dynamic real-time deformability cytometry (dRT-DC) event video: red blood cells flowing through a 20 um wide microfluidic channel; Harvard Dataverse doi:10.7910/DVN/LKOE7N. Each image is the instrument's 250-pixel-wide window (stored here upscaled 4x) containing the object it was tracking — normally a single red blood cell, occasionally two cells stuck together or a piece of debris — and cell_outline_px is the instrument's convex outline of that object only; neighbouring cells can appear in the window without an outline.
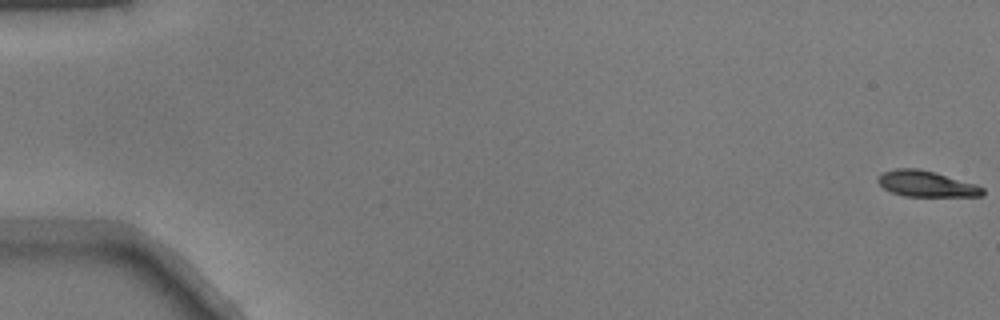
{"species": "common noctule bat (a hibernating species)", "species_latin": "Nyctalus noctula", "temperature_condition": "warm", "stored_images_in_passage": 53, "camera_frame_rate_fps": 3000, "um_per_image_px": 0.085, "animal": {"sex": "male", "body_mass_g": 17.9}, "frame": {"image": 1, "passage_image": 1, "time_ms": 0.0, "image_size_px": [1000, 320], "cell_outline_px": [[984, 196], [904, 196], [892, 192], [884, 188], [876, 180], [884, 172], [896, 168], [920, 168], [936, 172], [976, 184], [984, 188]], "centroid_in_image_um": [78.77, 15.62], "position_along_channel_um": 6.2, "area_um2": 15.84}}
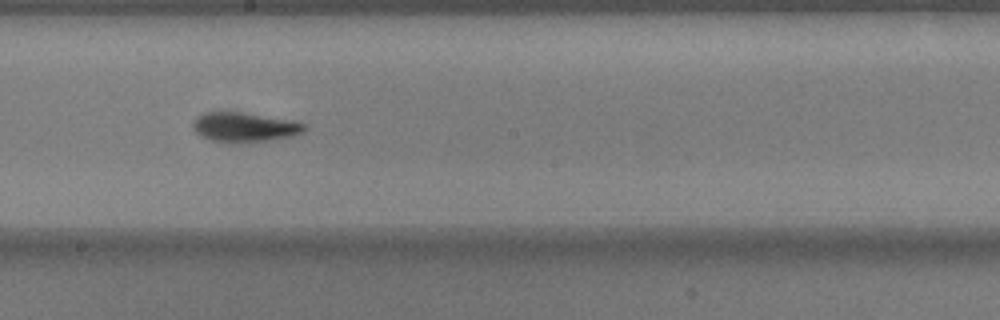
{"frame": {"image": 2, "passage_image": 30, "time_ms": 9.667, "image_size_px": [1000, 320], "cell_outline_px": [[308, 128], [292, 136], [272, 140], [240, 144], [228, 144], [212, 140], [200, 136], [192, 128], [192, 120], [196, 116], [204, 112], [240, 112], [284, 120], [304, 124]], "centroid_in_image_um": [20.67, 10.84], "position_along_channel_um": 227.5, "area_um2": 19.25}}
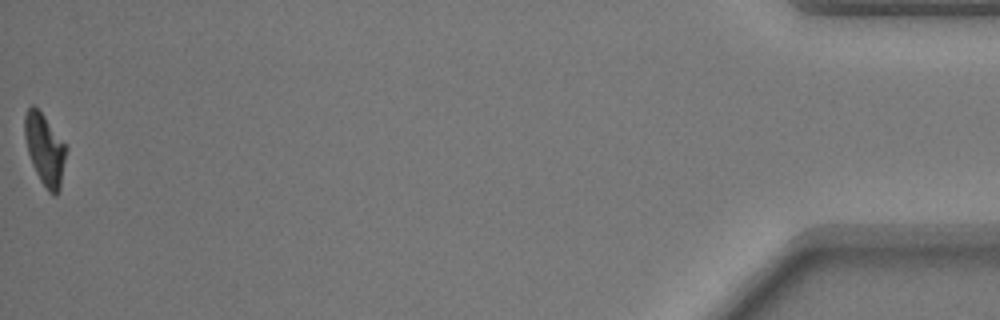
{"frame": {"image": 3, "passage_image": 52, "time_ms": 17.0, "image_size_px": [1000, 320], "cell_outline_px": [[68, 148], [60, 188], [56, 196], [52, 196], [48, 192], [40, 180], [32, 164], [28, 152], [24, 136], [24, 116], [28, 108], [32, 104], [44, 116]], "centroid_in_image_um": [3.82, 12.74], "position_along_channel_um": 431.4, "area_um2": 17.22}}